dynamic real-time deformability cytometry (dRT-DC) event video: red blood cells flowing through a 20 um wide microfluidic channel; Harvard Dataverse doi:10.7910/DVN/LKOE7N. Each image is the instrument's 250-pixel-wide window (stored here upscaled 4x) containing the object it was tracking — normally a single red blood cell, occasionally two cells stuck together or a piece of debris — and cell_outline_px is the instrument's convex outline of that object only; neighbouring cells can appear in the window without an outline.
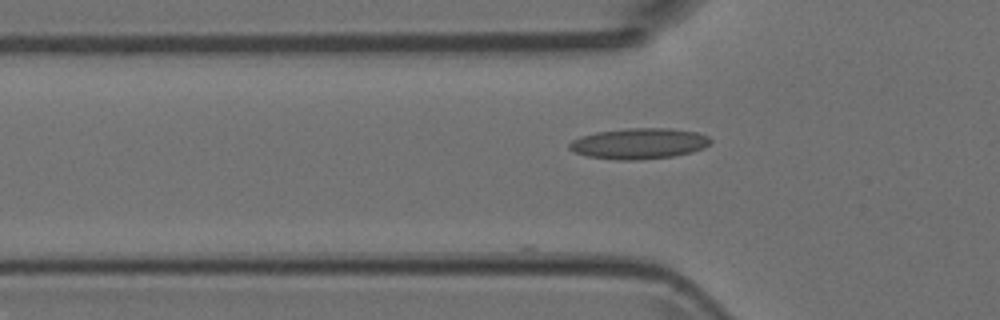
{"species": "Egyptian fruit bat (a non-hibernating species)", "species_latin": "Rousettus aegyptiacus", "temperature_condition": "room temperature", "stored_images_in_passage": 4, "segment_of_instrument_passage": [1, 2], "camera_frame_rate_fps": 3000, "um_per_image_px": 0.085, "animal": {"sex": "female"}, "frame": {"image": 1, "passage_image": 3, "time_ms": 0.667, "image_size_px": [1000, 320], "cell_outline_px": [[712, 140], [704, 148], [692, 152], [672, 156], [640, 160], [616, 160], [588, 156], [576, 152], [568, 148], [568, 144], [572, 140], [580, 136], [596, 132], [628, 128], [668, 128], [696, 132], [708, 136]], "centroid_in_image_um": [54.31, 12.2], "position_along_channel_um": 71.5, "area_um2": 25.32}}